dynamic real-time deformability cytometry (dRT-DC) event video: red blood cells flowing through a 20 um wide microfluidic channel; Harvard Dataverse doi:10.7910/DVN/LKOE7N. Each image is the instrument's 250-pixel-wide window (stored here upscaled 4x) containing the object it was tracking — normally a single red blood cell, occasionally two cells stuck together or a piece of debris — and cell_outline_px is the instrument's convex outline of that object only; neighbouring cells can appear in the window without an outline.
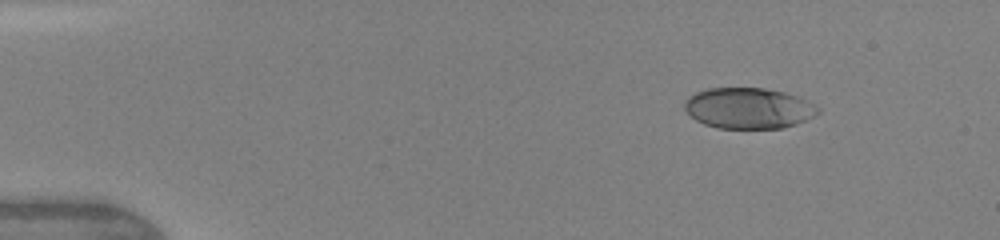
{"species": "human", "species_latin": "Homo sapiens", "temperature_condition": "warm", "stored_images_in_passage": 5, "camera_frame_rate_fps": 3000, "um_per_image_px": 0.085, "donor": {"sex": "female"}, "frame": {"image": 1, "passage_image": 1, "time_ms": 0.0, "image_size_px": [1000, 240], "cell_outline_px": [[820, 112], [796, 124], [784, 128], [716, 128], [704, 124], [696, 120], [684, 108], [684, 104], [696, 92], [708, 88], [764, 88], [784, 92], [796, 96], [820, 108]], "centroid_in_image_um": [63.62, 9.2], "position_along_channel_um": 21.4, "area_um2": 31.39}}
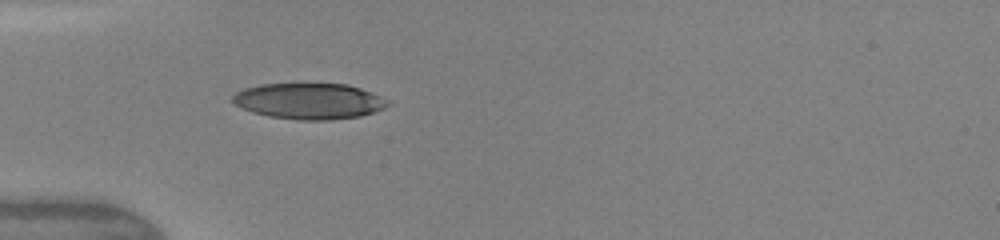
{"frame": {"image": 2, "passage_image": 4, "time_ms": 3.0, "image_size_px": [1000, 240], "cell_outline_px": [[392, 104], [384, 108], [360, 116], [332, 120], [300, 120], [268, 116], [252, 112], [232, 104], [232, 96], [236, 92], [244, 88], [260, 84], [348, 84], [360, 88], [380, 96], [388, 100]], "centroid_in_image_um": [26.26, 8.6], "position_along_channel_um": 58.7, "area_um2": 32.6}}